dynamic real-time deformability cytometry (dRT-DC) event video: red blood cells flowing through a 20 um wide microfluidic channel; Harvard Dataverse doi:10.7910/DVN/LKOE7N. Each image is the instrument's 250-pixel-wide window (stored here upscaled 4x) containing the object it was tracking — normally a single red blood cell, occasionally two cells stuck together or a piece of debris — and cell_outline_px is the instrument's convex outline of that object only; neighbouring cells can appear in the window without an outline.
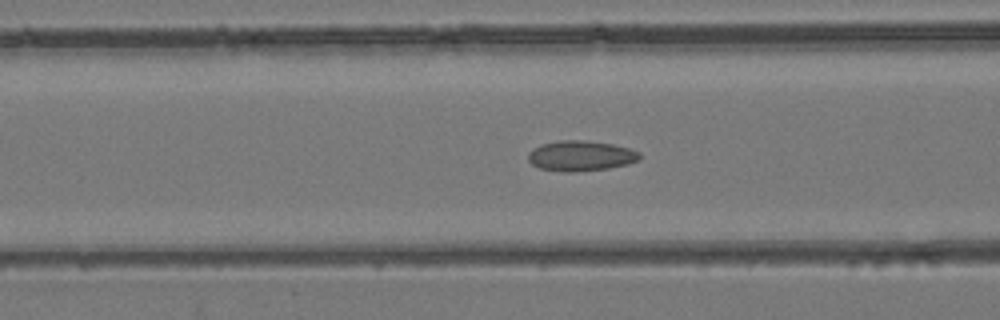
{"species": "common noctule bat (a hibernating species)", "species_latin": "Nyctalus noctula", "temperature_condition": "room temperature", "stored_images_in_passage": 33, "camera_frame_rate_fps": 3000, "um_per_image_px": 0.085, "animal": {"sex": "female", "body_mass_g": 24.6, "forearm_length_mm": 56.2}, "frame": {"image": 1, "passage_image": 8, "time_ms": 2.333, "image_size_px": [1000, 320], "cell_outline_px": [[640, 160], [628, 164], [608, 168], [576, 172], [560, 172], [540, 168], [532, 164], [528, 160], [528, 152], [540, 144], [560, 140], [580, 140], [612, 144], [628, 148], [640, 152]], "centroid_in_image_um": [49.35, 13.25], "position_along_channel_um": 117.3, "area_um2": 19.77}}
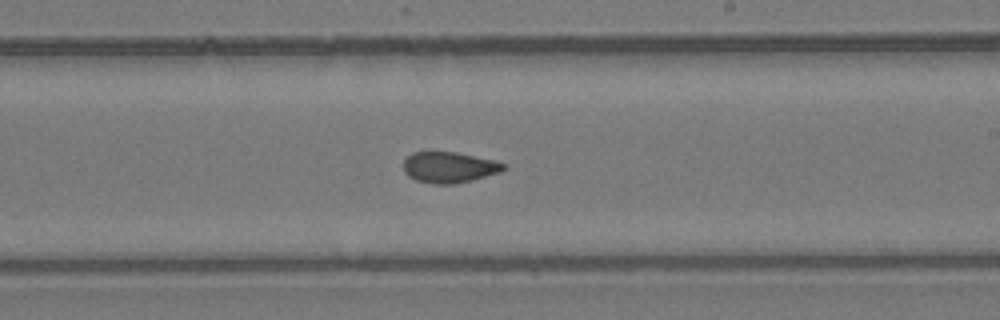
{"frame": {"image": 2, "passage_image": 17, "time_ms": 5.333, "image_size_px": [1000, 320], "cell_outline_px": [[508, 168], [500, 172], [472, 180], [452, 184], [436, 184], [416, 180], [408, 176], [404, 172], [404, 160], [412, 152], [456, 152], [496, 160], [504, 164]], "centroid_in_image_um": [38.2, 14.21], "position_along_channel_um": 250.8, "area_um2": 18.03}}
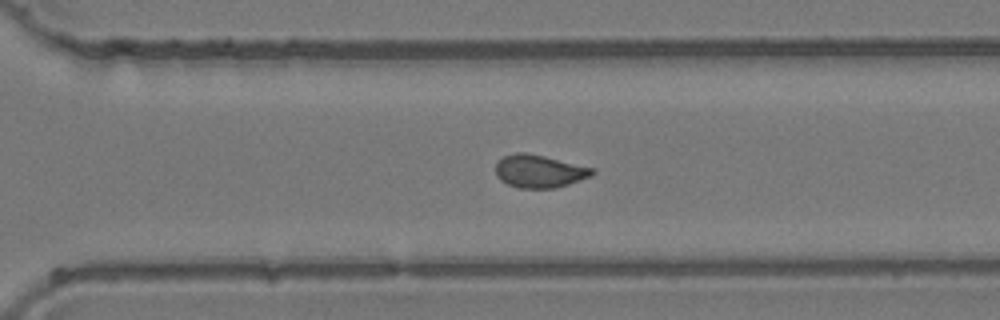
{"frame": {"image": 3, "passage_image": 22, "time_ms": 7.0, "image_size_px": [1000, 320], "cell_outline_px": [[596, 172], [592, 176], [556, 188], [520, 188], [508, 184], [500, 180], [496, 176], [496, 164], [504, 156], [516, 152], [524, 152], [544, 156], [592, 168]], "centroid_in_image_um": [45.83, 14.56], "position_along_channel_um": 324.8, "area_um2": 18.32}}